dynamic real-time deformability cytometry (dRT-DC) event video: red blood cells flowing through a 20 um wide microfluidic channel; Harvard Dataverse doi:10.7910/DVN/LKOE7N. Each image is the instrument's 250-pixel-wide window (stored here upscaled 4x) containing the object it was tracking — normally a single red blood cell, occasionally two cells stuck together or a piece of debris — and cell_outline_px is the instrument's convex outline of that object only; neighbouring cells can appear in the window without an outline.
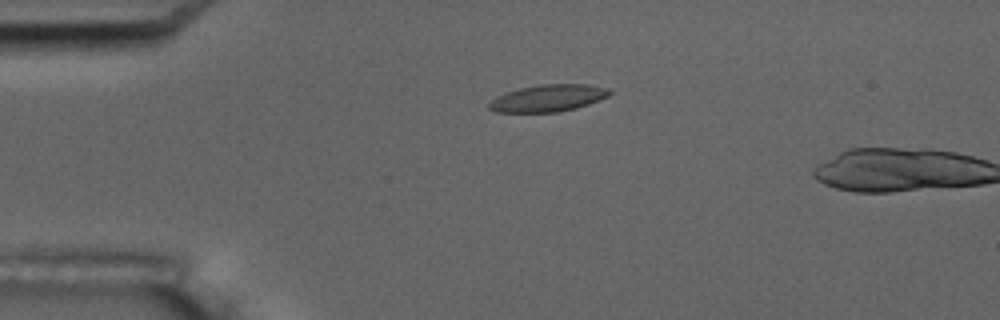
{"species": "common noctule bat (a hibernating species)", "species_latin": "Nyctalus noctula", "temperature_condition": "room temperature", "stored_images_in_passage": 5, "camera_frame_rate_fps": 3000, "um_per_image_px": 0.085, "animal": {"sex": "male", "body_mass_g": 17.5, "forearm_length_mm": 52.3}, "frame": {"image": 1, "passage_image": 4, "time_ms": 4.333, "image_size_px": [1000, 320], "cell_outline_px": [[612, 92], [608, 96], [588, 104], [576, 108], [556, 112], [496, 112], [488, 108], [488, 104], [496, 96], [504, 92], [520, 88], [540, 84], [588, 84], [608, 88]], "centroid_in_image_um": [46.57, 8.33], "position_along_channel_um": 38.4, "area_um2": 18.96}}